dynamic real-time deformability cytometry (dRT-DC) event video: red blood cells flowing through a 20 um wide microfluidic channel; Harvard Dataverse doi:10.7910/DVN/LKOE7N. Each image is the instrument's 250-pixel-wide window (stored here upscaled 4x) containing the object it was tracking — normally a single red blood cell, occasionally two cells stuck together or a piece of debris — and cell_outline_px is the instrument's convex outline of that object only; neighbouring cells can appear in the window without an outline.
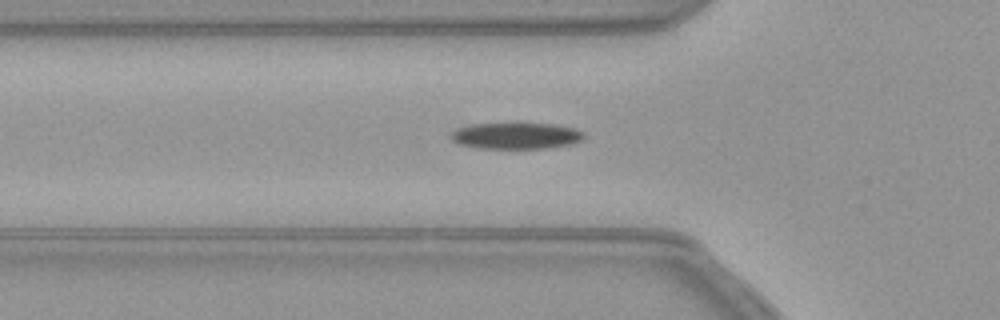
{"species": "common noctule bat (a hibernating species)", "species_latin": "Nyctalus noctula", "temperature_condition": "warm", "stored_images_in_passage": 41, "camera_frame_rate_fps": 3000, "um_per_image_px": 0.085, "animal": {"sex": "female", "body_mass_g": 21.9}, "frame": {"image": 1, "passage_image": 7, "time_ms": 2.0, "image_size_px": [1000, 320], "cell_outline_px": [[584, 140], [572, 144], [548, 148], [476, 148], [460, 144], [452, 140], [448, 136], [456, 128], [472, 124], [552, 124], [576, 128], [584, 132]], "centroid_in_image_um": [43.88, 11.55], "position_along_channel_um": 81.9, "area_um2": 20.46}}
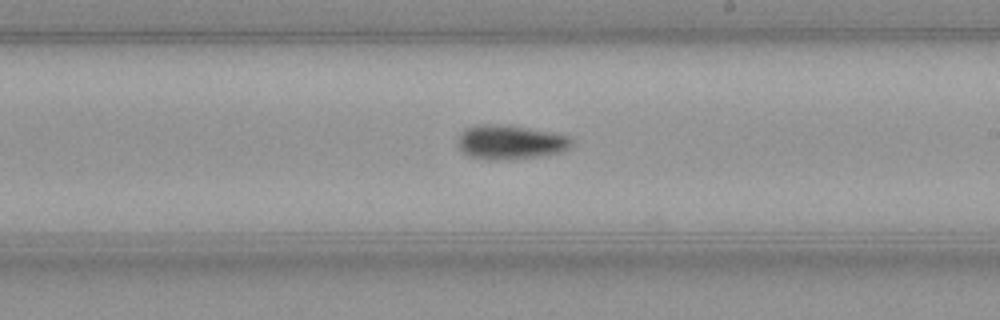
{"frame": {"image": 2, "passage_image": 20, "time_ms": 6.333, "image_size_px": [1000, 320], "cell_outline_px": [[572, 144], [564, 152], [512, 160], [488, 160], [468, 156], [456, 144], [456, 140], [460, 132], [464, 128], [476, 124], [496, 124], [524, 128], [548, 132], [568, 136], [572, 140]], "centroid_in_image_um": [43.3, 12.1], "position_along_channel_um": 245.7, "area_um2": 22.83}}
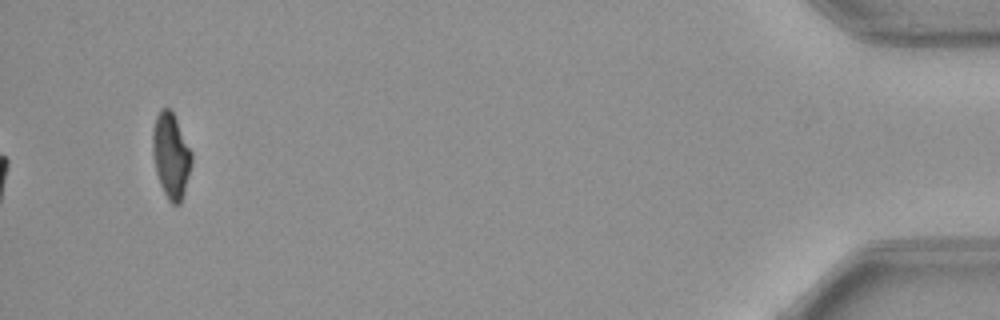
{"frame": {"image": 3, "passage_image": 41, "time_ms": 13.333, "image_size_px": [1000, 320], "cell_outline_px": [[192, 160], [184, 192], [180, 204], [172, 204], [168, 200], [160, 184], [156, 172], [152, 152], [152, 132], [156, 116], [164, 108], [168, 108], [172, 112], [192, 152]], "centroid_in_image_um": [14.52, 13.25], "position_along_channel_um": 420.7, "area_um2": 19.02}}